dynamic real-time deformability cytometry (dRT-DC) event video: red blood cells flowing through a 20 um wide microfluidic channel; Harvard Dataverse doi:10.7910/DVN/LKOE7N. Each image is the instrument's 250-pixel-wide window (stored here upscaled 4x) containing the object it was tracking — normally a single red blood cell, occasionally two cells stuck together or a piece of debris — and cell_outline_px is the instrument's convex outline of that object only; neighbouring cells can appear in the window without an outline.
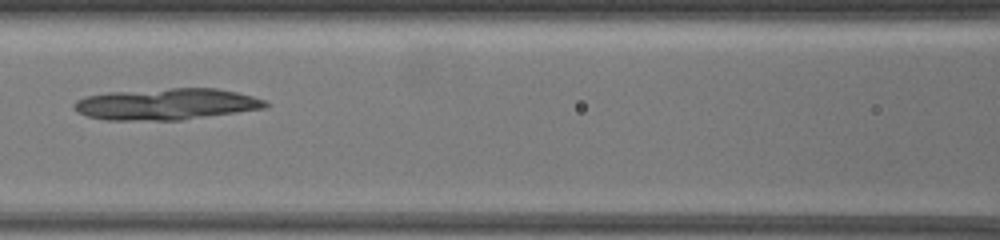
{"species": "common noctule bat (a hibernating species)", "species_latin": "Nyctalus noctula", "temperature_condition": "warm", "stored_images_in_passage": 12, "camera_frame_rate_fps": 3000, "um_per_image_px": 0.085, "animal": {"sex": "female", "body_mass_g": 19.5, "forearm_length_mm": 54.1}, "frame": {"image": 1, "passage_image": 4, "time_ms": 3.333, "image_size_px": [1000, 240], "cell_outline_px": [[268, 108], [180, 120], [104, 120], [88, 116], [72, 108], [72, 104], [76, 100], [88, 96], [108, 92], [172, 88], [216, 88], [236, 92], [252, 96], [264, 100], [268, 104]], "centroid_in_image_um": [14.14, 8.85], "position_along_channel_um": 152.5, "area_um2": 35.03}}
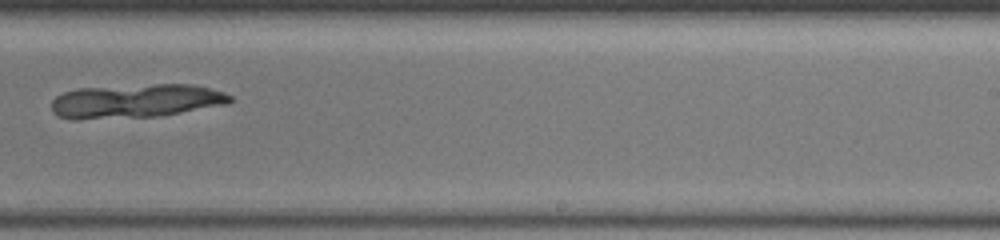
{"frame": {"image": 2, "passage_image": 7, "time_ms": 6.333, "image_size_px": [1000, 240], "cell_outline_px": [[232, 100], [228, 104], [160, 116], [72, 120], [56, 116], [52, 112], [52, 100], [56, 96], [64, 92], [76, 88], [156, 84], [192, 84], [224, 92], [232, 96]], "centroid_in_image_um": [11.51, 8.59], "position_along_channel_um": 277.5, "area_um2": 35.55}}
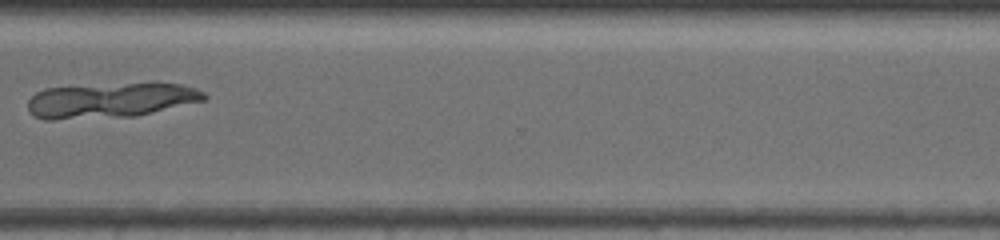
{"frame": {"image": 3, "passage_image": 9, "time_ms": 8.333, "image_size_px": [1000, 240], "cell_outline_px": [[208, 96], [204, 100], [136, 116], [52, 120], [44, 120], [32, 116], [28, 108], [28, 100], [36, 92], [44, 88], [128, 84], [180, 84], [196, 88], [204, 92]], "centroid_in_image_um": [9.34, 8.55], "position_along_channel_um": 361.3, "area_um2": 35.55}}